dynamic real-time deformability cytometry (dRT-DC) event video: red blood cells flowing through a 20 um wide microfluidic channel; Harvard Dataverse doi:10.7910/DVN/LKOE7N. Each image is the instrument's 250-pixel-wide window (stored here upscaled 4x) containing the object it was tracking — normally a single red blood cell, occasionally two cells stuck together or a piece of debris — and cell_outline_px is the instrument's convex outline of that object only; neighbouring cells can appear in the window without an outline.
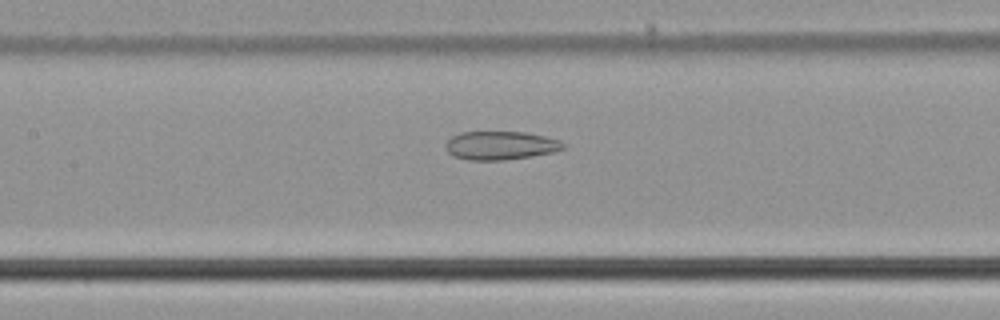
{"species": "common noctule bat (a hibernating species)", "species_latin": "Nyctalus noctula", "temperature_condition": "cold", "stored_images_in_passage": 40, "camera_frame_rate_fps": 3000, "um_per_image_px": 0.085, "animal": {"sex": "male", "body_mass_g": 21.5, "forearm_length_mm": 52.0}, "frame": {"image": 1, "passage_image": 11, "time_ms": 3.333, "image_size_px": [1000, 320], "cell_outline_px": [[568, 148], [552, 152], [532, 156], [504, 160], [468, 160], [452, 156], [444, 148], [444, 144], [452, 136], [460, 132], [524, 132], [544, 136], [560, 140], [568, 144]], "centroid_in_image_um": [42.56, 12.37], "position_along_channel_um": 164.8, "area_um2": 19.83}}
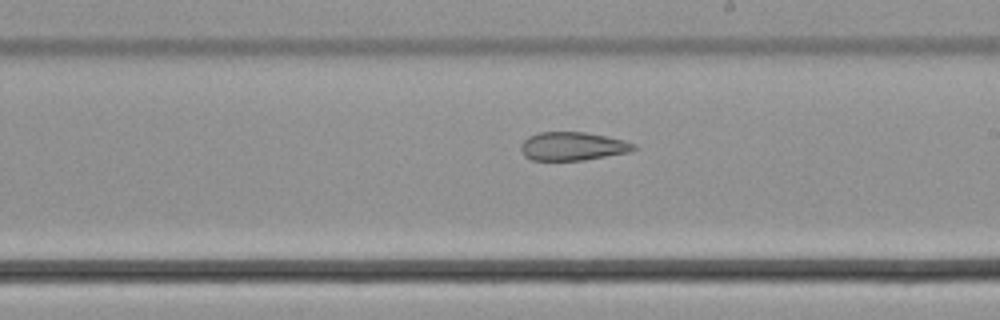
{"frame": {"image": 2, "passage_image": 17, "time_ms": 5.333, "image_size_px": [1000, 320], "cell_outline_px": [[640, 148], [632, 152], [584, 160], [532, 160], [524, 156], [520, 148], [520, 144], [528, 136], [540, 132], [584, 132], [624, 140], [636, 144]], "centroid_in_image_um": [48.71, 12.44], "position_along_channel_um": 240.3, "area_um2": 18.9}}
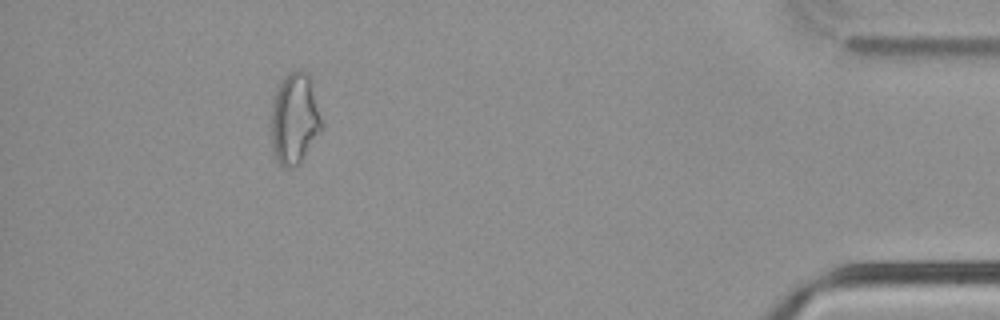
{"frame": {"image": 3, "passage_image": 35, "time_ms": 11.333, "image_size_px": [1000, 320], "cell_outline_px": [[324, 124], [320, 132], [300, 164], [280, 164], [272, 148], [272, 100], [284, 76], [288, 72], [300, 68], [308, 72], [312, 80]], "centroid_in_image_um": [25.09, 9.99], "position_along_channel_um": 410.1, "area_um2": 26.88}}